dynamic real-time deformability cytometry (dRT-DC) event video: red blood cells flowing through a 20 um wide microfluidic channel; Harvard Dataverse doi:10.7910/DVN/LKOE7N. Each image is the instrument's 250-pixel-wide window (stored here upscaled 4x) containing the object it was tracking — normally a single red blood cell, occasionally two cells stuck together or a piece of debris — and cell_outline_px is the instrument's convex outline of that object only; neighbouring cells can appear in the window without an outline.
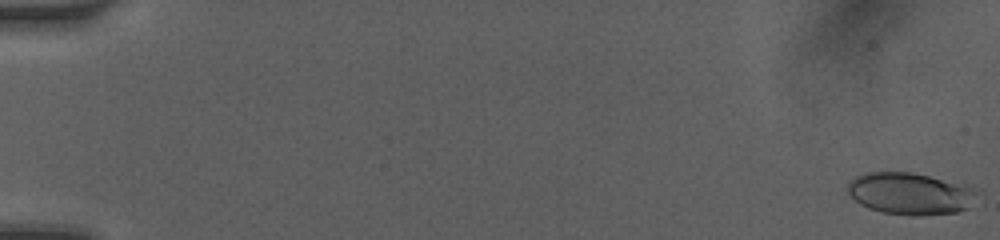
{"species": "human", "species_latin": "Homo sapiens", "temperature_condition": "room temperature", "stored_images_in_passage": 29, "camera_frame_rate_fps": 3000, "um_per_image_px": 0.085, "donor": {"sex": "female"}, "frame": {"image": 1, "passage_image": 1, "time_ms": 0.0, "image_size_px": [1000, 240], "cell_outline_px": [[976, 192], [968, 208], [956, 212], [920, 216], [916, 216], [884, 212], [868, 208], [860, 204], [848, 192], [848, 180], [856, 176], [868, 172], [912, 172], [968, 184]], "centroid_in_image_um": [77.35, 16.44], "position_along_channel_um": 7.6, "area_um2": 31.56}}
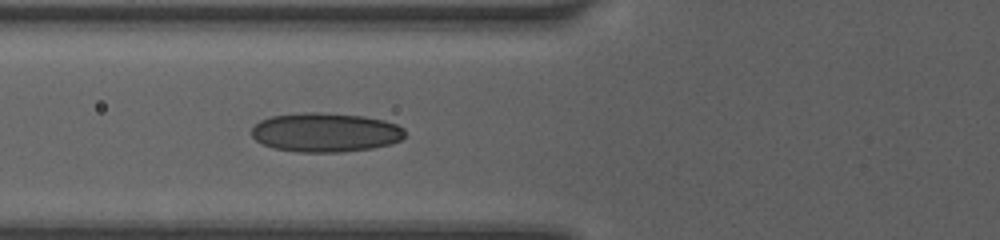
{"frame": {"image": 2, "passage_image": 18, "time_ms": 6.667, "image_size_px": [1000, 240], "cell_outline_px": [[404, 136], [400, 140], [392, 144], [372, 148], [340, 152], [296, 152], [272, 148], [256, 140], [252, 136], [252, 128], [260, 120], [272, 116], [304, 112], [320, 112], [364, 116], [384, 120], [396, 124], [404, 128]], "centroid_in_image_um": [27.67, 11.25], "position_along_channel_um": 98.1, "area_um2": 35.08}}
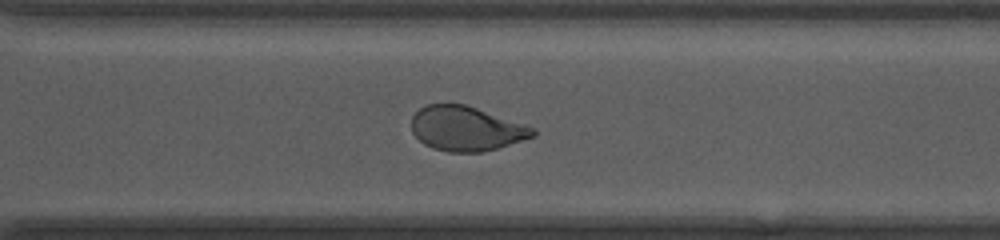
{"frame": {"image": 3, "passage_image": 29, "time_ms": 12.333, "image_size_px": [1000, 240], "cell_outline_px": [[536, 136], [496, 148], [480, 152], [448, 152], [432, 148], [424, 144], [412, 132], [412, 116], [420, 108], [428, 104], [464, 104], [528, 124], [536, 128]], "centroid_in_image_um": [39.66, 10.93], "position_along_channel_um": 330.9, "area_um2": 31.62}}